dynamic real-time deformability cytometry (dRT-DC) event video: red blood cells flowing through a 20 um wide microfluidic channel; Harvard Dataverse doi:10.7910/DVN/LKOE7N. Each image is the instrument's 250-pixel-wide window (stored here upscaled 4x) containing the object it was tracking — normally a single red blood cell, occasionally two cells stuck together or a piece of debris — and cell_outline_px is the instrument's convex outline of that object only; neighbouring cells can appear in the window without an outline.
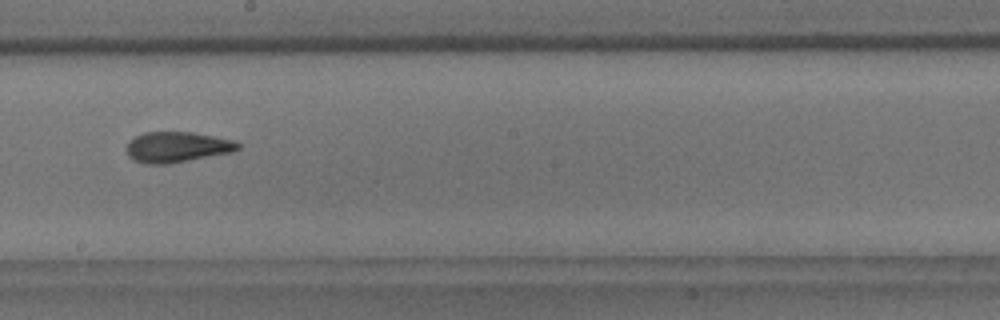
{"species": "common noctule bat (a hibernating species)", "species_latin": "Nyctalus noctula", "temperature_condition": "room temperature", "stored_images_in_passage": 14, "camera_frame_rate_fps": 3000, "um_per_image_px": 0.085, "animal": {"sex": "male", "body_mass_g": 18.8}, "frame": {"image": 1, "passage_image": 8, "time_ms": 9.0, "image_size_px": [1000, 320], "cell_outline_px": [[240, 148], [232, 152], [168, 164], [144, 164], [132, 160], [128, 156], [128, 140], [144, 132], [192, 132], [232, 140], [240, 144]], "centroid_in_image_um": [15.02, 12.51], "position_along_channel_um": 233.2, "area_um2": 19.77}, "authors_computed_cell_mechanics": {"area_um2": 19.8832, "velocity_mm_per_s": 3.7243, "shape_relaxation_time_tau1_ms": 2.8339, "shape_relaxation_time_tau2_ms": 1.3892, "deformation_change_tau1": 0.1357, "deformation_change_tau2": 0.0957}}